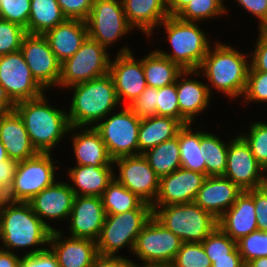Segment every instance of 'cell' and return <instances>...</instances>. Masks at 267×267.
<instances>
[{
  "mask_svg": "<svg viewBox=\"0 0 267 267\" xmlns=\"http://www.w3.org/2000/svg\"><path fill=\"white\" fill-rule=\"evenodd\" d=\"M17 165L18 161L13 159H8L6 161L0 162V187L4 190L5 193L12 185Z\"/></svg>",
  "mask_w": 267,
  "mask_h": 267,
  "instance_id": "52",
  "label": "cell"
},
{
  "mask_svg": "<svg viewBox=\"0 0 267 267\" xmlns=\"http://www.w3.org/2000/svg\"><path fill=\"white\" fill-rule=\"evenodd\" d=\"M74 199L75 193L70 184L55 182L35 195L28 203L33 212L53 231L55 228L49 226L43 219L69 218Z\"/></svg>",
  "mask_w": 267,
  "mask_h": 267,
  "instance_id": "22",
  "label": "cell"
},
{
  "mask_svg": "<svg viewBox=\"0 0 267 267\" xmlns=\"http://www.w3.org/2000/svg\"><path fill=\"white\" fill-rule=\"evenodd\" d=\"M19 267H59V264L50 249L41 247L20 258Z\"/></svg>",
  "mask_w": 267,
  "mask_h": 267,
  "instance_id": "47",
  "label": "cell"
},
{
  "mask_svg": "<svg viewBox=\"0 0 267 267\" xmlns=\"http://www.w3.org/2000/svg\"><path fill=\"white\" fill-rule=\"evenodd\" d=\"M143 156L159 178L181 168L179 131L177 136L149 149Z\"/></svg>",
  "mask_w": 267,
  "mask_h": 267,
  "instance_id": "34",
  "label": "cell"
},
{
  "mask_svg": "<svg viewBox=\"0 0 267 267\" xmlns=\"http://www.w3.org/2000/svg\"><path fill=\"white\" fill-rule=\"evenodd\" d=\"M132 262L133 261L120 256L98 255L91 267H131Z\"/></svg>",
  "mask_w": 267,
  "mask_h": 267,
  "instance_id": "53",
  "label": "cell"
},
{
  "mask_svg": "<svg viewBox=\"0 0 267 267\" xmlns=\"http://www.w3.org/2000/svg\"><path fill=\"white\" fill-rule=\"evenodd\" d=\"M249 13L260 20L258 29L267 28V1L266 0H236Z\"/></svg>",
  "mask_w": 267,
  "mask_h": 267,
  "instance_id": "51",
  "label": "cell"
},
{
  "mask_svg": "<svg viewBox=\"0 0 267 267\" xmlns=\"http://www.w3.org/2000/svg\"><path fill=\"white\" fill-rule=\"evenodd\" d=\"M192 0H167L169 16H176Z\"/></svg>",
  "mask_w": 267,
  "mask_h": 267,
  "instance_id": "56",
  "label": "cell"
},
{
  "mask_svg": "<svg viewBox=\"0 0 267 267\" xmlns=\"http://www.w3.org/2000/svg\"><path fill=\"white\" fill-rule=\"evenodd\" d=\"M157 88L147 86L128 107L139 118L157 115Z\"/></svg>",
  "mask_w": 267,
  "mask_h": 267,
  "instance_id": "45",
  "label": "cell"
},
{
  "mask_svg": "<svg viewBox=\"0 0 267 267\" xmlns=\"http://www.w3.org/2000/svg\"><path fill=\"white\" fill-rule=\"evenodd\" d=\"M157 116L172 117L180 122L176 82L157 88Z\"/></svg>",
  "mask_w": 267,
  "mask_h": 267,
  "instance_id": "44",
  "label": "cell"
},
{
  "mask_svg": "<svg viewBox=\"0 0 267 267\" xmlns=\"http://www.w3.org/2000/svg\"><path fill=\"white\" fill-rule=\"evenodd\" d=\"M242 192L243 190L224 176H206L194 203L218 220Z\"/></svg>",
  "mask_w": 267,
  "mask_h": 267,
  "instance_id": "20",
  "label": "cell"
},
{
  "mask_svg": "<svg viewBox=\"0 0 267 267\" xmlns=\"http://www.w3.org/2000/svg\"><path fill=\"white\" fill-rule=\"evenodd\" d=\"M152 210L153 216L182 242H202L218 226L217 219L194 202L152 206Z\"/></svg>",
  "mask_w": 267,
  "mask_h": 267,
  "instance_id": "6",
  "label": "cell"
},
{
  "mask_svg": "<svg viewBox=\"0 0 267 267\" xmlns=\"http://www.w3.org/2000/svg\"><path fill=\"white\" fill-rule=\"evenodd\" d=\"M61 235V231L55 229L49 239L50 249L57 258L59 267H91L99 255L96 241L75 237L63 241Z\"/></svg>",
  "mask_w": 267,
  "mask_h": 267,
  "instance_id": "23",
  "label": "cell"
},
{
  "mask_svg": "<svg viewBox=\"0 0 267 267\" xmlns=\"http://www.w3.org/2000/svg\"><path fill=\"white\" fill-rule=\"evenodd\" d=\"M147 86L161 88L176 82L183 71L176 63L160 55L157 50L142 59Z\"/></svg>",
  "mask_w": 267,
  "mask_h": 267,
  "instance_id": "31",
  "label": "cell"
},
{
  "mask_svg": "<svg viewBox=\"0 0 267 267\" xmlns=\"http://www.w3.org/2000/svg\"><path fill=\"white\" fill-rule=\"evenodd\" d=\"M152 216V206L145 202L137 209L106 215L96 241L99 255L116 256V252L125 245L133 251L137 236Z\"/></svg>",
  "mask_w": 267,
  "mask_h": 267,
  "instance_id": "7",
  "label": "cell"
},
{
  "mask_svg": "<svg viewBox=\"0 0 267 267\" xmlns=\"http://www.w3.org/2000/svg\"><path fill=\"white\" fill-rule=\"evenodd\" d=\"M212 262L206 255L201 242H183L171 267H211Z\"/></svg>",
  "mask_w": 267,
  "mask_h": 267,
  "instance_id": "38",
  "label": "cell"
},
{
  "mask_svg": "<svg viewBox=\"0 0 267 267\" xmlns=\"http://www.w3.org/2000/svg\"><path fill=\"white\" fill-rule=\"evenodd\" d=\"M249 136L240 135L249 145L258 163L267 169V124L254 122L250 126Z\"/></svg>",
  "mask_w": 267,
  "mask_h": 267,
  "instance_id": "41",
  "label": "cell"
},
{
  "mask_svg": "<svg viewBox=\"0 0 267 267\" xmlns=\"http://www.w3.org/2000/svg\"><path fill=\"white\" fill-rule=\"evenodd\" d=\"M73 186L70 185L75 196L101 197L109 183L114 179V170L111 166L92 167L77 165L68 171ZM75 185V187H74Z\"/></svg>",
  "mask_w": 267,
  "mask_h": 267,
  "instance_id": "28",
  "label": "cell"
},
{
  "mask_svg": "<svg viewBox=\"0 0 267 267\" xmlns=\"http://www.w3.org/2000/svg\"><path fill=\"white\" fill-rule=\"evenodd\" d=\"M113 164L119 167L120 173L114 178L152 206L159 189V177L143 154L120 157L113 160Z\"/></svg>",
  "mask_w": 267,
  "mask_h": 267,
  "instance_id": "15",
  "label": "cell"
},
{
  "mask_svg": "<svg viewBox=\"0 0 267 267\" xmlns=\"http://www.w3.org/2000/svg\"><path fill=\"white\" fill-rule=\"evenodd\" d=\"M183 125L172 117L151 116L141 119L138 134L139 155L177 136Z\"/></svg>",
  "mask_w": 267,
  "mask_h": 267,
  "instance_id": "30",
  "label": "cell"
},
{
  "mask_svg": "<svg viewBox=\"0 0 267 267\" xmlns=\"http://www.w3.org/2000/svg\"><path fill=\"white\" fill-rule=\"evenodd\" d=\"M86 23L88 37L106 49L133 29L127 21L122 0H94Z\"/></svg>",
  "mask_w": 267,
  "mask_h": 267,
  "instance_id": "12",
  "label": "cell"
},
{
  "mask_svg": "<svg viewBox=\"0 0 267 267\" xmlns=\"http://www.w3.org/2000/svg\"><path fill=\"white\" fill-rule=\"evenodd\" d=\"M20 257L12 251L0 249V267H19Z\"/></svg>",
  "mask_w": 267,
  "mask_h": 267,
  "instance_id": "55",
  "label": "cell"
},
{
  "mask_svg": "<svg viewBox=\"0 0 267 267\" xmlns=\"http://www.w3.org/2000/svg\"><path fill=\"white\" fill-rule=\"evenodd\" d=\"M9 157L7 155L6 149L4 148V145L0 141V162L8 160Z\"/></svg>",
  "mask_w": 267,
  "mask_h": 267,
  "instance_id": "59",
  "label": "cell"
},
{
  "mask_svg": "<svg viewBox=\"0 0 267 267\" xmlns=\"http://www.w3.org/2000/svg\"><path fill=\"white\" fill-rule=\"evenodd\" d=\"M245 267H267V257H261L246 263Z\"/></svg>",
  "mask_w": 267,
  "mask_h": 267,
  "instance_id": "58",
  "label": "cell"
},
{
  "mask_svg": "<svg viewBox=\"0 0 267 267\" xmlns=\"http://www.w3.org/2000/svg\"><path fill=\"white\" fill-rule=\"evenodd\" d=\"M181 168L199 172L206 176V165L202 155V131H191V123L179 129Z\"/></svg>",
  "mask_w": 267,
  "mask_h": 267,
  "instance_id": "33",
  "label": "cell"
},
{
  "mask_svg": "<svg viewBox=\"0 0 267 267\" xmlns=\"http://www.w3.org/2000/svg\"><path fill=\"white\" fill-rule=\"evenodd\" d=\"M128 23L148 37L168 16L167 0H122Z\"/></svg>",
  "mask_w": 267,
  "mask_h": 267,
  "instance_id": "27",
  "label": "cell"
},
{
  "mask_svg": "<svg viewBox=\"0 0 267 267\" xmlns=\"http://www.w3.org/2000/svg\"><path fill=\"white\" fill-rule=\"evenodd\" d=\"M117 54L116 59L110 61L109 74L119 103L127 100L129 106L147 87L142 59L137 61L128 47L122 48Z\"/></svg>",
  "mask_w": 267,
  "mask_h": 267,
  "instance_id": "17",
  "label": "cell"
},
{
  "mask_svg": "<svg viewBox=\"0 0 267 267\" xmlns=\"http://www.w3.org/2000/svg\"><path fill=\"white\" fill-rule=\"evenodd\" d=\"M63 14L68 19L86 21L89 17L94 0H57Z\"/></svg>",
  "mask_w": 267,
  "mask_h": 267,
  "instance_id": "48",
  "label": "cell"
},
{
  "mask_svg": "<svg viewBox=\"0 0 267 267\" xmlns=\"http://www.w3.org/2000/svg\"><path fill=\"white\" fill-rule=\"evenodd\" d=\"M26 34L22 26L0 19V56L19 51Z\"/></svg>",
  "mask_w": 267,
  "mask_h": 267,
  "instance_id": "42",
  "label": "cell"
},
{
  "mask_svg": "<svg viewBox=\"0 0 267 267\" xmlns=\"http://www.w3.org/2000/svg\"><path fill=\"white\" fill-rule=\"evenodd\" d=\"M238 248H236L231 254L230 258L212 259L211 267H245Z\"/></svg>",
  "mask_w": 267,
  "mask_h": 267,
  "instance_id": "54",
  "label": "cell"
},
{
  "mask_svg": "<svg viewBox=\"0 0 267 267\" xmlns=\"http://www.w3.org/2000/svg\"><path fill=\"white\" fill-rule=\"evenodd\" d=\"M57 59L62 63L72 57L88 37L87 23L80 19H66L44 34Z\"/></svg>",
  "mask_w": 267,
  "mask_h": 267,
  "instance_id": "26",
  "label": "cell"
},
{
  "mask_svg": "<svg viewBox=\"0 0 267 267\" xmlns=\"http://www.w3.org/2000/svg\"><path fill=\"white\" fill-rule=\"evenodd\" d=\"M160 25L165 26L173 53L157 51L176 63L182 70H198L210 47L205 32L194 22L168 16Z\"/></svg>",
  "mask_w": 267,
  "mask_h": 267,
  "instance_id": "5",
  "label": "cell"
},
{
  "mask_svg": "<svg viewBox=\"0 0 267 267\" xmlns=\"http://www.w3.org/2000/svg\"><path fill=\"white\" fill-rule=\"evenodd\" d=\"M82 133L73 137V148L77 165H88L92 167L111 166L113 159L108 153L100 133L92 126L82 128Z\"/></svg>",
  "mask_w": 267,
  "mask_h": 267,
  "instance_id": "29",
  "label": "cell"
},
{
  "mask_svg": "<svg viewBox=\"0 0 267 267\" xmlns=\"http://www.w3.org/2000/svg\"><path fill=\"white\" fill-rule=\"evenodd\" d=\"M0 90L14 105L20 101L39 98L45 89L35 80L19 50L0 56Z\"/></svg>",
  "mask_w": 267,
  "mask_h": 267,
  "instance_id": "11",
  "label": "cell"
},
{
  "mask_svg": "<svg viewBox=\"0 0 267 267\" xmlns=\"http://www.w3.org/2000/svg\"><path fill=\"white\" fill-rule=\"evenodd\" d=\"M30 4L31 0H0V19L18 24L28 33Z\"/></svg>",
  "mask_w": 267,
  "mask_h": 267,
  "instance_id": "43",
  "label": "cell"
},
{
  "mask_svg": "<svg viewBox=\"0 0 267 267\" xmlns=\"http://www.w3.org/2000/svg\"><path fill=\"white\" fill-rule=\"evenodd\" d=\"M70 217V237L97 241L106 213L98 196H75Z\"/></svg>",
  "mask_w": 267,
  "mask_h": 267,
  "instance_id": "19",
  "label": "cell"
},
{
  "mask_svg": "<svg viewBox=\"0 0 267 267\" xmlns=\"http://www.w3.org/2000/svg\"><path fill=\"white\" fill-rule=\"evenodd\" d=\"M267 169H264V172H266ZM263 180H262V185H261V188H263L266 192H267V176H266V173L264 174L263 173Z\"/></svg>",
  "mask_w": 267,
  "mask_h": 267,
  "instance_id": "61",
  "label": "cell"
},
{
  "mask_svg": "<svg viewBox=\"0 0 267 267\" xmlns=\"http://www.w3.org/2000/svg\"><path fill=\"white\" fill-rule=\"evenodd\" d=\"M143 267H171V265H166V264H145L142 265ZM131 267H140L137 264H135L134 262H132V266Z\"/></svg>",
  "mask_w": 267,
  "mask_h": 267,
  "instance_id": "60",
  "label": "cell"
},
{
  "mask_svg": "<svg viewBox=\"0 0 267 267\" xmlns=\"http://www.w3.org/2000/svg\"><path fill=\"white\" fill-rule=\"evenodd\" d=\"M6 193L4 190L0 187V206L6 201Z\"/></svg>",
  "mask_w": 267,
  "mask_h": 267,
  "instance_id": "62",
  "label": "cell"
},
{
  "mask_svg": "<svg viewBox=\"0 0 267 267\" xmlns=\"http://www.w3.org/2000/svg\"><path fill=\"white\" fill-rule=\"evenodd\" d=\"M51 232L28 202L6 200L0 206V240L4 250L48 244Z\"/></svg>",
  "mask_w": 267,
  "mask_h": 267,
  "instance_id": "3",
  "label": "cell"
},
{
  "mask_svg": "<svg viewBox=\"0 0 267 267\" xmlns=\"http://www.w3.org/2000/svg\"><path fill=\"white\" fill-rule=\"evenodd\" d=\"M0 141L9 159L18 162L38 153L30 141L22 118L13 108L7 114L0 116Z\"/></svg>",
  "mask_w": 267,
  "mask_h": 267,
  "instance_id": "25",
  "label": "cell"
},
{
  "mask_svg": "<svg viewBox=\"0 0 267 267\" xmlns=\"http://www.w3.org/2000/svg\"><path fill=\"white\" fill-rule=\"evenodd\" d=\"M13 109L22 118L30 141L39 153H51L60 139L71 131L67 113L49 106L44 94L15 103Z\"/></svg>",
  "mask_w": 267,
  "mask_h": 267,
  "instance_id": "1",
  "label": "cell"
},
{
  "mask_svg": "<svg viewBox=\"0 0 267 267\" xmlns=\"http://www.w3.org/2000/svg\"><path fill=\"white\" fill-rule=\"evenodd\" d=\"M182 243L178 236L152 216L137 236L132 252L145 264L171 265Z\"/></svg>",
  "mask_w": 267,
  "mask_h": 267,
  "instance_id": "13",
  "label": "cell"
},
{
  "mask_svg": "<svg viewBox=\"0 0 267 267\" xmlns=\"http://www.w3.org/2000/svg\"><path fill=\"white\" fill-rule=\"evenodd\" d=\"M51 153H37L31 158L19 161L12 185L6 192L11 202H28L46 187L55 183V169Z\"/></svg>",
  "mask_w": 267,
  "mask_h": 267,
  "instance_id": "8",
  "label": "cell"
},
{
  "mask_svg": "<svg viewBox=\"0 0 267 267\" xmlns=\"http://www.w3.org/2000/svg\"><path fill=\"white\" fill-rule=\"evenodd\" d=\"M28 20V33L44 35L67 17L63 14L57 0H31Z\"/></svg>",
  "mask_w": 267,
  "mask_h": 267,
  "instance_id": "32",
  "label": "cell"
},
{
  "mask_svg": "<svg viewBox=\"0 0 267 267\" xmlns=\"http://www.w3.org/2000/svg\"><path fill=\"white\" fill-rule=\"evenodd\" d=\"M35 80L46 87L59 85L61 62L51 50L44 35L27 33L20 48Z\"/></svg>",
  "mask_w": 267,
  "mask_h": 267,
  "instance_id": "14",
  "label": "cell"
},
{
  "mask_svg": "<svg viewBox=\"0 0 267 267\" xmlns=\"http://www.w3.org/2000/svg\"><path fill=\"white\" fill-rule=\"evenodd\" d=\"M237 248L244 263L267 257V232L256 230L237 241Z\"/></svg>",
  "mask_w": 267,
  "mask_h": 267,
  "instance_id": "40",
  "label": "cell"
},
{
  "mask_svg": "<svg viewBox=\"0 0 267 267\" xmlns=\"http://www.w3.org/2000/svg\"><path fill=\"white\" fill-rule=\"evenodd\" d=\"M217 44L204 57L198 70L203 71L212 86L232 98L243 96L250 64L246 56L226 44Z\"/></svg>",
  "mask_w": 267,
  "mask_h": 267,
  "instance_id": "4",
  "label": "cell"
},
{
  "mask_svg": "<svg viewBox=\"0 0 267 267\" xmlns=\"http://www.w3.org/2000/svg\"><path fill=\"white\" fill-rule=\"evenodd\" d=\"M205 178L204 174L183 168L159 178V189L152 206L194 202Z\"/></svg>",
  "mask_w": 267,
  "mask_h": 267,
  "instance_id": "18",
  "label": "cell"
},
{
  "mask_svg": "<svg viewBox=\"0 0 267 267\" xmlns=\"http://www.w3.org/2000/svg\"><path fill=\"white\" fill-rule=\"evenodd\" d=\"M70 87L74 88V94L67 115L72 131L96 124L119 104L109 73Z\"/></svg>",
  "mask_w": 267,
  "mask_h": 267,
  "instance_id": "2",
  "label": "cell"
},
{
  "mask_svg": "<svg viewBox=\"0 0 267 267\" xmlns=\"http://www.w3.org/2000/svg\"><path fill=\"white\" fill-rule=\"evenodd\" d=\"M254 205L258 230L267 232V192L261 187L254 189Z\"/></svg>",
  "mask_w": 267,
  "mask_h": 267,
  "instance_id": "50",
  "label": "cell"
},
{
  "mask_svg": "<svg viewBox=\"0 0 267 267\" xmlns=\"http://www.w3.org/2000/svg\"><path fill=\"white\" fill-rule=\"evenodd\" d=\"M107 50L87 37L79 50L61 63L58 86L70 87L109 73L110 58Z\"/></svg>",
  "mask_w": 267,
  "mask_h": 267,
  "instance_id": "9",
  "label": "cell"
},
{
  "mask_svg": "<svg viewBox=\"0 0 267 267\" xmlns=\"http://www.w3.org/2000/svg\"><path fill=\"white\" fill-rule=\"evenodd\" d=\"M259 37L250 60L249 72H267V28L259 29Z\"/></svg>",
  "mask_w": 267,
  "mask_h": 267,
  "instance_id": "49",
  "label": "cell"
},
{
  "mask_svg": "<svg viewBox=\"0 0 267 267\" xmlns=\"http://www.w3.org/2000/svg\"><path fill=\"white\" fill-rule=\"evenodd\" d=\"M217 225L236 242L258 230L254 189L243 191L235 203L217 220Z\"/></svg>",
  "mask_w": 267,
  "mask_h": 267,
  "instance_id": "21",
  "label": "cell"
},
{
  "mask_svg": "<svg viewBox=\"0 0 267 267\" xmlns=\"http://www.w3.org/2000/svg\"><path fill=\"white\" fill-rule=\"evenodd\" d=\"M12 108L13 105L5 98L0 90V116L7 114Z\"/></svg>",
  "mask_w": 267,
  "mask_h": 267,
  "instance_id": "57",
  "label": "cell"
},
{
  "mask_svg": "<svg viewBox=\"0 0 267 267\" xmlns=\"http://www.w3.org/2000/svg\"><path fill=\"white\" fill-rule=\"evenodd\" d=\"M225 8L222 0H192L176 17L183 21L195 22L223 14L227 11Z\"/></svg>",
  "mask_w": 267,
  "mask_h": 267,
  "instance_id": "37",
  "label": "cell"
},
{
  "mask_svg": "<svg viewBox=\"0 0 267 267\" xmlns=\"http://www.w3.org/2000/svg\"><path fill=\"white\" fill-rule=\"evenodd\" d=\"M101 199L106 215L131 211L144 203L135 193H132L115 178L104 190Z\"/></svg>",
  "mask_w": 267,
  "mask_h": 267,
  "instance_id": "35",
  "label": "cell"
},
{
  "mask_svg": "<svg viewBox=\"0 0 267 267\" xmlns=\"http://www.w3.org/2000/svg\"><path fill=\"white\" fill-rule=\"evenodd\" d=\"M232 140L229 142L227 165L223 176L243 191L260 188L264 168L255 159L249 145L240 135Z\"/></svg>",
  "mask_w": 267,
  "mask_h": 267,
  "instance_id": "16",
  "label": "cell"
},
{
  "mask_svg": "<svg viewBox=\"0 0 267 267\" xmlns=\"http://www.w3.org/2000/svg\"><path fill=\"white\" fill-rule=\"evenodd\" d=\"M201 243L211 262L212 259L230 258V254L237 248V242L218 226Z\"/></svg>",
  "mask_w": 267,
  "mask_h": 267,
  "instance_id": "39",
  "label": "cell"
},
{
  "mask_svg": "<svg viewBox=\"0 0 267 267\" xmlns=\"http://www.w3.org/2000/svg\"><path fill=\"white\" fill-rule=\"evenodd\" d=\"M198 71L199 70H183L176 79L180 123L182 125L194 122V116L205 110L209 103L211 93L210 86L197 80H189V77L188 79L186 78L189 74L200 76ZM181 78L184 79L181 80Z\"/></svg>",
  "mask_w": 267,
  "mask_h": 267,
  "instance_id": "24",
  "label": "cell"
},
{
  "mask_svg": "<svg viewBox=\"0 0 267 267\" xmlns=\"http://www.w3.org/2000/svg\"><path fill=\"white\" fill-rule=\"evenodd\" d=\"M141 118L128 107L93 127L100 133L113 160L139 155L138 134ZM137 151V152H136Z\"/></svg>",
  "mask_w": 267,
  "mask_h": 267,
  "instance_id": "10",
  "label": "cell"
},
{
  "mask_svg": "<svg viewBox=\"0 0 267 267\" xmlns=\"http://www.w3.org/2000/svg\"><path fill=\"white\" fill-rule=\"evenodd\" d=\"M225 144L217 136L202 131V155L206 165V176H223L227 165Z\"/></svg>",
  "mask_w": 267,
  "mask_h": 267,
  "instance_id": "36",
  "label": "cell"
},
{
  "mask_svg": "<svg viewBox=\"0 0 267 267\" xmlns=\"http://www.w3.org/2000/svg\"><path fill=\"white\" fill-rule=\"evenodd\" d=\"M245 101L267 102V72H248Z\"/></svg>",
  "mask_w": 267,
  "mask_h": 267,
  "instance_id": "46",
  "label": "cell"
}]
</instances>
